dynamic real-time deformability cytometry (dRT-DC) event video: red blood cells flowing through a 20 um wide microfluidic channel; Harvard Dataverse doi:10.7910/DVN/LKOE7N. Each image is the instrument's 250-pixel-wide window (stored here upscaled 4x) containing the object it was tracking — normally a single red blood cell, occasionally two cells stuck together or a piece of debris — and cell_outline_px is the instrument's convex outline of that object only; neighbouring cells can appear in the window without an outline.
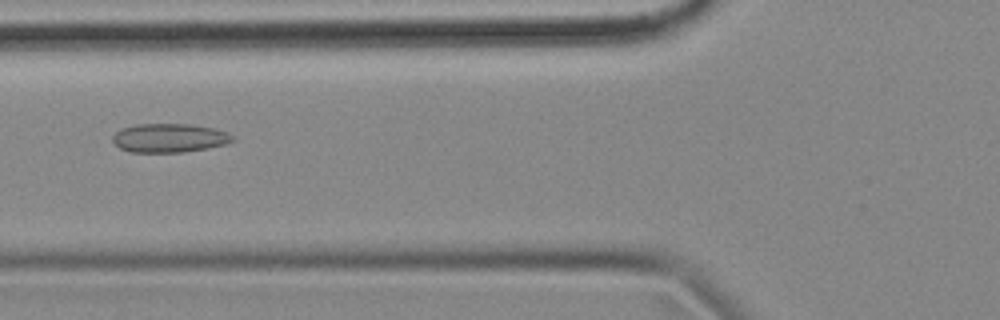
{"species": "common noctule bat (a hibernating species)", "species_latin": "Nyctalus noctula", "temperature_condition": "cold", "stored_images_in_passage": 47, "camera_frame_rate_fps": 3000, "um_per_image_px": 0.085, "animal": {"sex": "female", "body_mass_g": 18.4}, "frame": {"image": 1, "passage_image": 12, "time_ms": 3.667, "image_size_px": [1000, 320], "cell_outline_px": [[236, 140], [228, 144], [184, 152], [132, 152], [120, 148], [112, 140], [112, 136], [120, 128], [136, 124], [192, 124], [216, 128], [228, 132]], "centroid_in_image_um": [14.43, 11.72], "position_along_channel_um": 111.4, "area_um2": 20.35}}
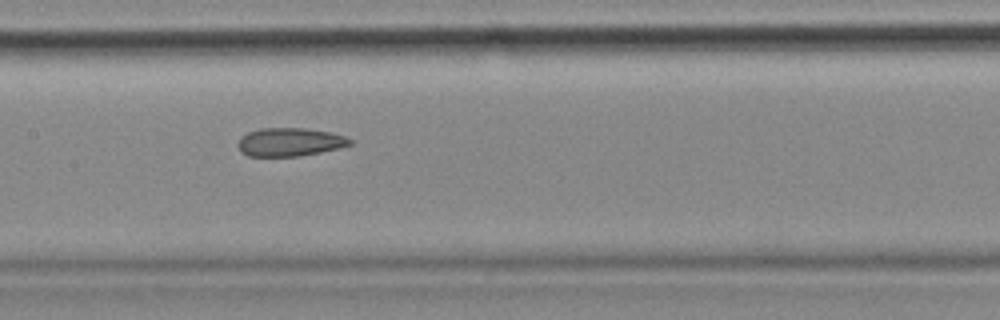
{"frame": {"image": 2, "passage_image": 18, "time_ms": 5.667, "image_size_px": [1000, 320], "cell_outline_px": [[352, 144], [340, 148], [300, 156], [248, 156], [240, 152], [236, 144], [240, 136], [248, 132], [260, 128], [304, 128], [332, 132], [344, 136], [352, 140]], "centroid_in_image_um": [24.6, 12.07], "position_along_channel_um": 182.8, "area_um2": 18.73}}
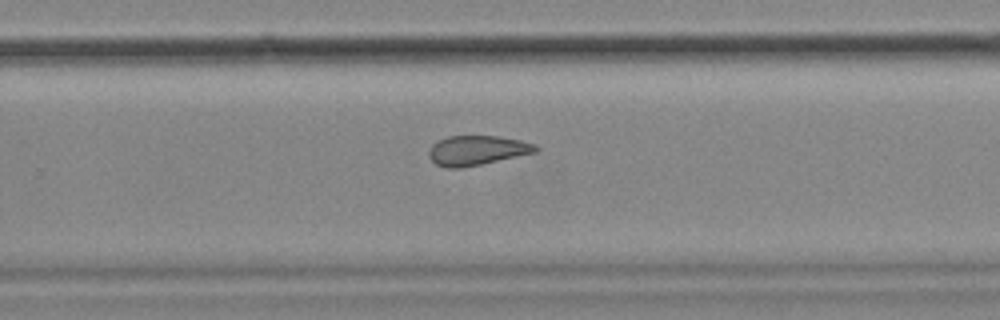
{"frame": {"image": 3, "passage_image": 27, "time_ms": 8.667, "image_size_px": [1000, 320], "cell_outline_px": [[540, 148], [536, 152], [480, 164], [460, 168], [448, 168], [436, 164], [428, 156], [428, 152], [432, 144], [436, 140], [448, 136], [500, 136], [520, 140], [536, 144]], "centroid_in_image_um": [40.53, 12.77], "position_along_channel_um": 289.3, "area_um2": 18.44}, "authors_computed_cell_mechanics": {"area_um2": 19.7676, "velocity_mm_per_s": 3.5718, "shape_relaxation_time_tau1_ms": null, "shape_relaxation_time_tau2_ms": 2.8397, "deformation_change_tau1": null, "deformation_change_tau2": 0.1036}}